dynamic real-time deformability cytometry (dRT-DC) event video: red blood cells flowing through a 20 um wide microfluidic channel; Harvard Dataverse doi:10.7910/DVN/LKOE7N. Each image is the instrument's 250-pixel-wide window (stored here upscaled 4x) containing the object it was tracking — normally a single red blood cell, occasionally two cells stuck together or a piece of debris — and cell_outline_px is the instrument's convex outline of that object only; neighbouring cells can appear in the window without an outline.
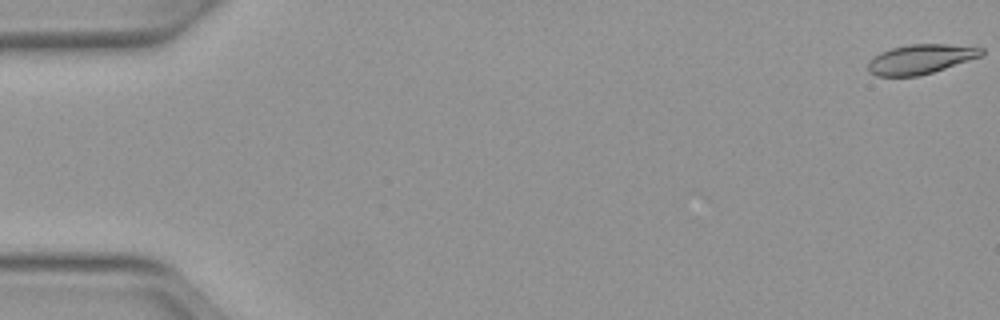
{"species": "Egyptian fruit bat (a non-hibernating species)", "species_latin": "Rousettus aegyptiacus", "temperature_condition": "warm", "stored_images_in_passage": 11, "camera_frame_rate_fps": 3000, "um_per_image_px": 0.085, "animal": {"sex": "female"}, "frame": {"image": 1, "passage_image": 1, "time_ms": 0.0, "image_size_px": [1000, 320], "cell_outline_px": [[984, 52], [980, 56], [920, 76], [876, 76], [868, 72], [868, 60], [872, 56], [880, 52], [892, 48], [908, 44], [948, 44], [984, 48]], "centroid_in_image_um": [78.18, 5.02], "position_along_channel_um": 6.8, "area_um2": 19.48}}